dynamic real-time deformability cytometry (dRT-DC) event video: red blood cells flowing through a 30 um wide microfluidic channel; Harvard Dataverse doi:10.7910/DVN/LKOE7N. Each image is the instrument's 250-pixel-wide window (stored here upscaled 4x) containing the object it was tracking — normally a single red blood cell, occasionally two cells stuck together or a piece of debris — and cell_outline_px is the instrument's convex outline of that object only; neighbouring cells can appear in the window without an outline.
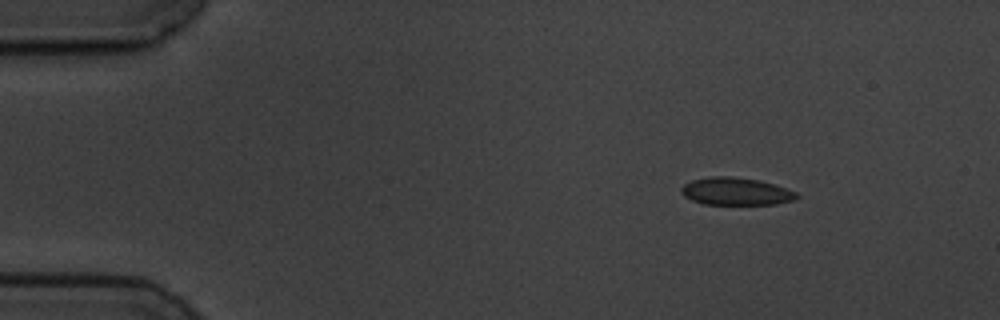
{"species": "common noctule bat (a hibernating species)", "species_latin": "Nyctalus noctula", "temperature_condition": "cold", "stored_images_in_passage": 9, "camera_frame_rate_fps": 3000, "um_per_image_px": 0.085, "animal": {"sex": "male", "body_mass_g": 19.5, "forearm_length_mm": 54.6}, "frame": {"image": 1, "passage_image": 1, "time_ms": 0.0, "image_size_px": [1000, 320], "cell_outline_px": [[800, 196], [792, 200], [776, 204], [704, 204], [692, 200], [684, 196], [680, 192], [680, 188], [684, 184], [692, 180], [708, 176], [732, 176], [760, 180], [796, 192]], "centroid_in_image_um": [62.51, 16.26], "position_along_channel_um": 22.5, "area_um2": 18.5}}
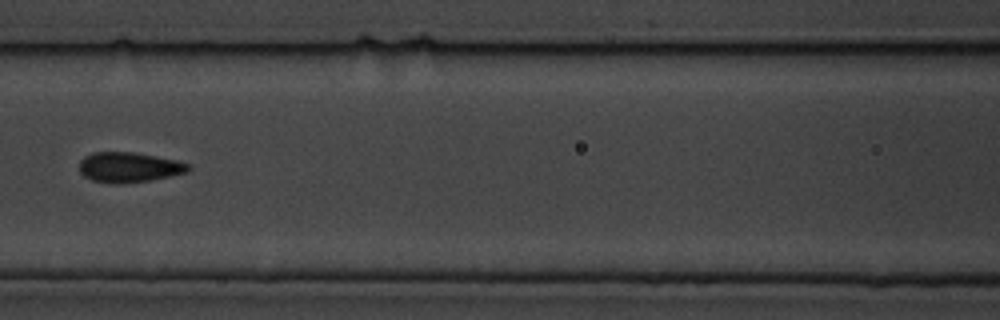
{"frame": {"image": 2, "passage_image": 6, "time_ms": 6.0, "image_size_px": [1000, 320], "cell_outline_px": [[192, 168], [188, 172], [148, 180], [124, 184], [112, 184], [92, 180], [84, 176], [80, 172], [80, 160], [84, 156], [92, 152], [132, 152], [176, 160], [188, 164]], "centroid_in_image_um": [10.93, 14.22], "position_along_channel_um": 155.7, "area_um2": 19.07}}
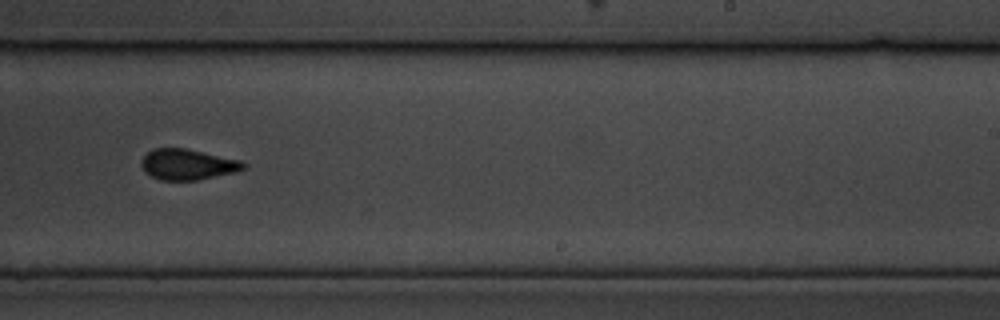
{"frame": {"image": 3, "passage_image": 9, "time_ms": 9.333, "image_size_px": [1000, 320], "cell_outline_px": [[248, 168], [236, 172], [196, 180], [160, 180], [144, 172], [140, 164], [140, 160], [152, 148], [184, 148], [244, 160], [248, 164]], "centroid_in_image_um": [15.99, 13.97], "position_along_channel_um": 273.0, "area_um2": 18.61}}